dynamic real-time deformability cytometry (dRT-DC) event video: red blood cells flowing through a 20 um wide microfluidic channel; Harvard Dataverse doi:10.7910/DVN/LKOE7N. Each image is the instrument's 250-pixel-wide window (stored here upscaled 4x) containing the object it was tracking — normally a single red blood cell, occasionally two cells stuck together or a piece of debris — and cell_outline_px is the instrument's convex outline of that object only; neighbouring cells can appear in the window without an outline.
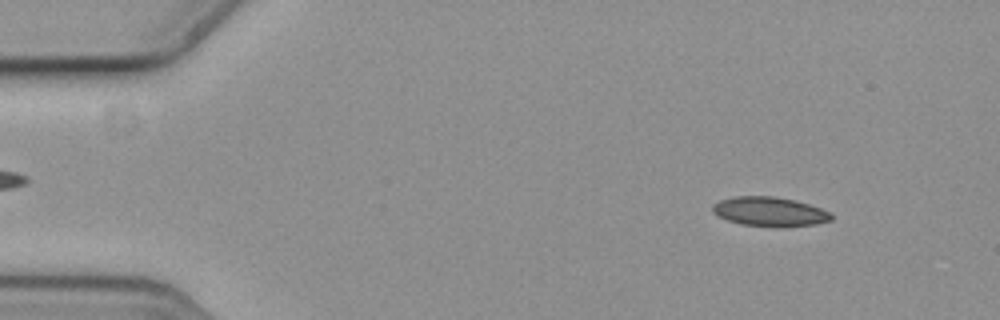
{"species": "common noctule bat (a hibernating species)", "species_latin": "Nyctalus noctula", "temperature_condition": "cold", "stored_images_in_passage": 57, "camera_frame_rate_fps": 3000, "um_per_image_px": 0.085, "animal": {"sex": "female", "body_mass_g": 19.3, "forearm_length_mm": 54.1}, "frame": {"image": 1, "passage_image": 6, "time_ms": 1.667, "image_size_px": [1000, 320], "cell_outline_px": [[832, 220], [816, 224], [784, 228], [772, 228], [740, 224], [716, 216], [712, 212], [712, 204], [720, 200], [736, 196], [772, 196], [792, 200], [808, 204], [832, 212]], "centroid_in_image_um": [65.41, 18.02], "position_along_channel_um": 19.6, "area_um2": 20.69}}
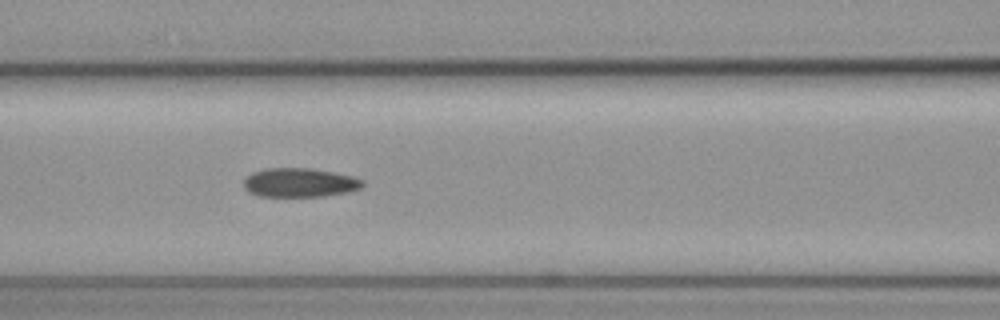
{"frame": {"image": 2, "passage_image": 24, "time_ms": 7.667, "image_size_px": [1000, 320], "cell_outline_px": [[364, 184], [360, 188], [348, 192], [324, 196], [260, 196], [248, 192], [244, 188], [244, 176], [252, 172], [264, 168], [312, 168], [352, 176], [364, 180]], "centroid_in_image_um": [25.44, 15.51], "position_along_channel_um": 141.2, "area_um2": 20.23}}
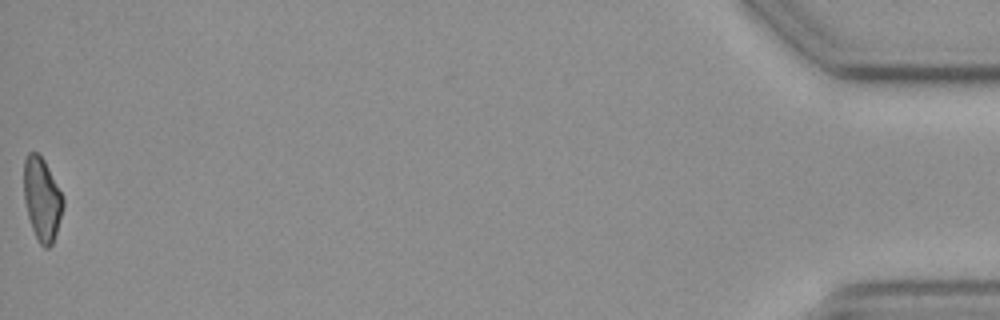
{"frame": {"image": 3, "passage_image": 57, "time_ms": 18.667, "image_size_px": [1000, 320], "cell_outline_px": [[64, 204], [56, 232], [52, 244], [48, 248], [44, 248], [40, 244], [32, 228], [28, 216], [24, 200], [24, 160], [28, 152], [36, 152], [44, 160], [64, 200]], "centroid_in_image_um": [3.55, 16.93], "position_along_channel_um": 431.7, "area_um2": 18.61}, "authors_computed_cell_mechanics": {"area_um2": 20.4034, "velocity_mm_per_s": 3.6138, "shape_relaxation_time_tau1_ms": 10.8866, "shape_relaxation_time_tau2_ms": 3.8807, "deformation_change_tau1": 0.1644, "deformation_change_tau2": 0.0864}}